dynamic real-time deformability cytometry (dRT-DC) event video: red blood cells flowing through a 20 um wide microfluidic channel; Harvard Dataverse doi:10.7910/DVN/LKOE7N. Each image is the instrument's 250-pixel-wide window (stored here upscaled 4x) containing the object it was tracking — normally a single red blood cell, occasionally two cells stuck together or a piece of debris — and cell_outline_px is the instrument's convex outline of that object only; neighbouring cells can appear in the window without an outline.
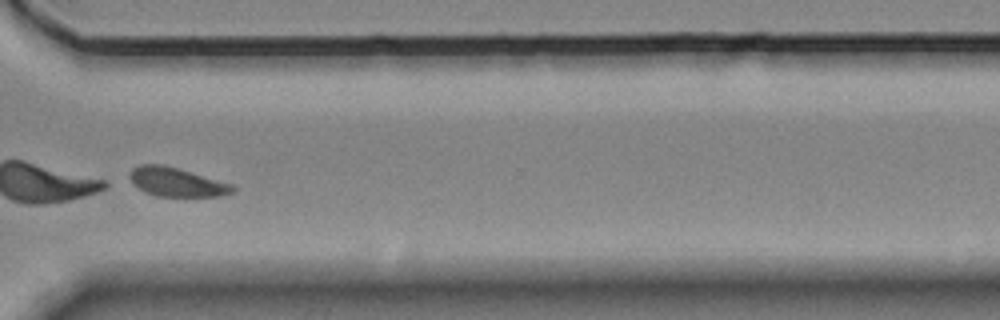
{"species": "Egyptian fruit bat (a non-hibernating species)", "species_latin": "Rousettus aegyptiacus", "temperature_condition": "room temperature", "stored_images_in_passage": 55, "camera_frame_rate_fps": 3000, "um_per_image_px": 0.085, "animal": {"sex": "female"}, "frame": {"image": 1, "passage_image": 42, "time_ms": 13.667, "image_size_px": [1000, 320], "cell_outline_px": [[236, 192], [220, 196], [156, 196], [144, 192], [132, 184], [128, 176], [128, 172], [132, 168], [140, 164], [164, 164], [232, 184], [236, 188]], "centroid_in_image_um": [14.97, 15.47], "position_along_channel_um": 355.6, "area_um2": 17.57}}